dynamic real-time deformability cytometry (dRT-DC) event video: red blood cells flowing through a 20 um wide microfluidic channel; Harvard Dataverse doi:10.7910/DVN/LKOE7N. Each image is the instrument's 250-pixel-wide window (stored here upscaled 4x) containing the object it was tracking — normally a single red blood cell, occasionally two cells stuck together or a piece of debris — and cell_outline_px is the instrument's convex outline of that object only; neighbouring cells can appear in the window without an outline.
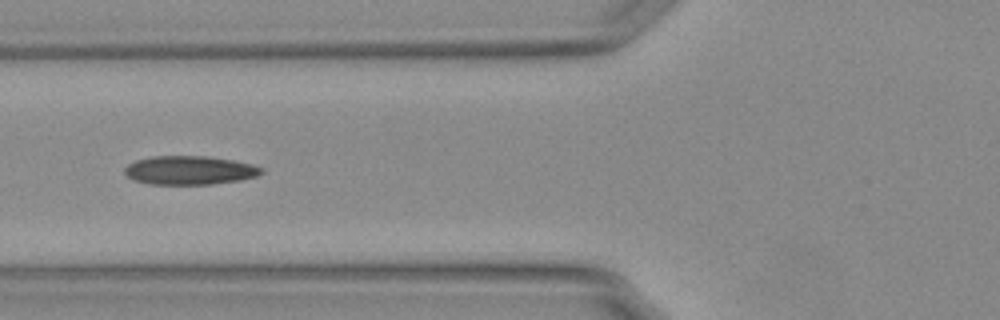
{"species": "Egyptian fruit bat (a non-hibernating species)", "species_latin": "Rousettus aegyptiacus", "temperature_condition": "warm", "stored_images_in_passage": 13, "camera_frame_rate_fps": 3000, "um_per_image_px": 0.085, "animal": {"sex": "female"}, "frame": {"image": 1, "passage_image": 7, "time_ms": 2.0, "image_size_px": [1000, 320], "cell_outline_px": [[264, 172], [256, 176], [240, 180], [212, 184], [148, 184], [132, 180], [124, 172], [124, 168], [128, 164], [136, 160], [152, 156], [204, 156], [232, 160], [252, 164], [264, 168]], "centroid_in_image_um": [16.11, 14.47], "position_along_channel_um": 109.7, "area_um2": 22.95}}